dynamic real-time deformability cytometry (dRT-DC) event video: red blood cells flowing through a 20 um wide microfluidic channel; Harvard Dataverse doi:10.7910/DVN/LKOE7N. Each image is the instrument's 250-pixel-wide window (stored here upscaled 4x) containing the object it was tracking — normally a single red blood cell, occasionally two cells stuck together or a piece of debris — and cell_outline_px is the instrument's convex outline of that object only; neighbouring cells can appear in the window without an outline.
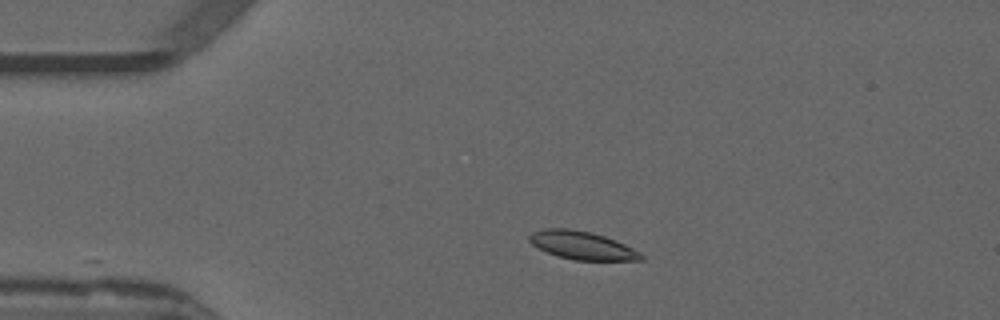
{"species": "common noctule bat (a hibernating species)", "species_latin": "Nyctalus noctula", "temperature_condition": "warm", "stored_images_in_passage": 22, "camera_frame_rate_fps": 3000, "um_per_image_px": 0.085, "animal": {"sex": "male", "forearm_length_mm": 52.5}, "frame": {"image": 1, "passage_image": 1, "time_ms": 0.0, "image_size_px": [1000, 320], "cell_outline_px": [[644, 260], [572, 260], [556, 256], [532, 244], [528, 240], [528, 236], [532, 232], [544, 228], [568, 228], [592, 232], [616, 240], [640, 252], [644, 256]], "centroid_in_image_um": [49.47, 20.85], "position_along_channel_um": 35.5, "area_um2": 18.38}}
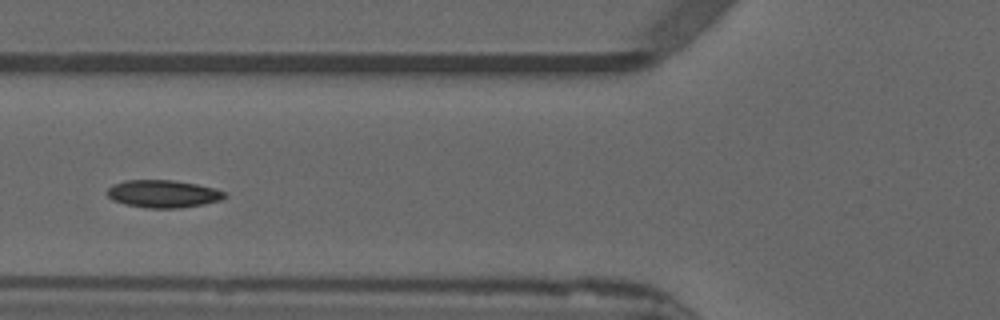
{"frame": {"image": 2, "passage_image": 10, "time_ms": 3.0, "image_size_px": [1000, 320], "cell_outline_px": [[228, 196], [220, 200], [204, 204], [180, 208], [148, 208], [124, 204], [112, 200], [104, 192], [112, 184], [124, 180], [172, 180], [196, 184], [216, 188], [228, 192]], "centroid_in_image_um": [13.86, 16.47], "position_along_channel_um": 111.9, "area_um2": 19.19}}
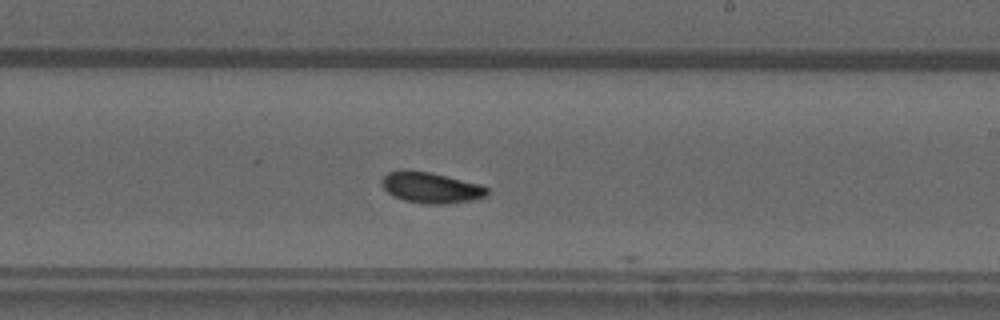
{"frame": {"image": 3, "passage_image": 21, "time_ms": 6.667, "image_size_px": [1000, 320], "cell_outline_px": [[488, 192], [484, 196], [472, 200], [448, 204], [424, 204], [404, 200], [392, 196], [384, 188], [380, 180], [388, 172], [432, 172], [480, 184], [488, 188]], "centroid_in_image_um": [36.65, 15.98], "position_along_channel_um": 252.3, "area_um2": 18.61}}